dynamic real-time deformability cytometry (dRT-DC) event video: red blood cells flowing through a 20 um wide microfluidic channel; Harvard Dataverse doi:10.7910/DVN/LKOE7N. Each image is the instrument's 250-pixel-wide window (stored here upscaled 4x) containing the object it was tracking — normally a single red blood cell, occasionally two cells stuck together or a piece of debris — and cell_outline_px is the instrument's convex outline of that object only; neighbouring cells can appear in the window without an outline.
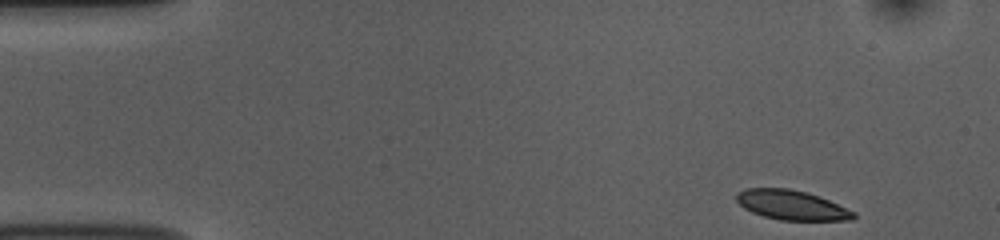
{"species": "common noctule bat (a hibernating species)", "species_latin": "Nyctalus noctula", "temperature_condition": "room temperature", "stored_images_in_passage": 49, "camera_frame_rate_fps": 3000, "um_per_image_px": 0.085, "animal": {"sex": "female", "body_mass_g": 10.0, "forearm_length_mm": 53.1}, "frame": {"image": 1, "passage_image": 1, "time_ms": 0.0, "image_size_px": [1000, 240], "cell_outline_px": [[856, 216], [852, 220], [780, 220], [764, 216], [752, 212], [744, 208], [736, 200], [736, 192], [744, 188], [788, 188], [808, 192], [820, 196], [856, 212]], "centroid_in_image_um": [67.29, 17.42], "position_along_channel_um": 17.7, "area_um2": 20.35}}
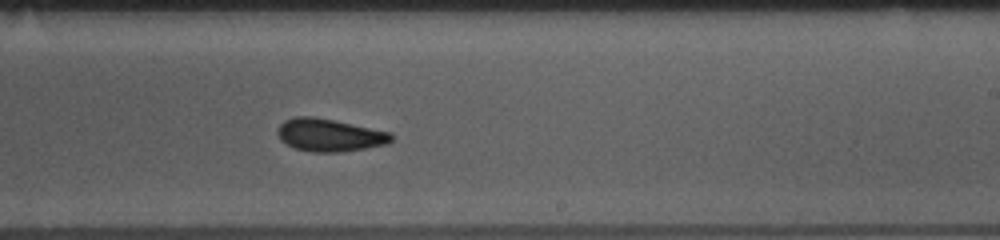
{"frame": {"image": 2, "passage_image": 28, "time_ms": 9.0, "image_size_px": [1000, 240], "cell_outline_px": [[392, 140], [388, 144], [340, 152], [312, 152], [296, 148], [280, 140], [276, 132], [280, 124], [284, 120], [296, 116], [312, 116], [392, 132]], "centroid_in_image_um": [28.0, 11.48], "position_along_channel_um": 261.0, "area_um2": 21.56}}
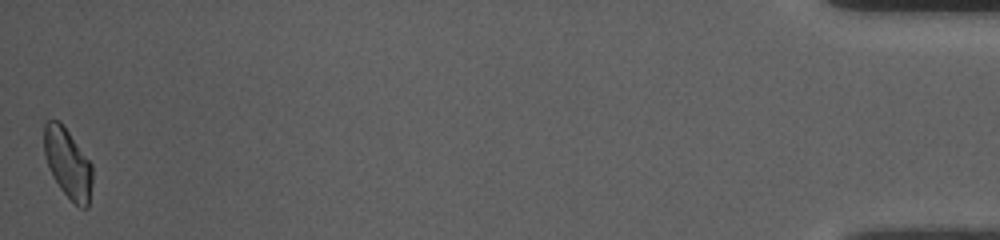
{"frame": {"image": 3, "passage_image": 49, "time_ms": 16.0, "image_size_px": [1000, 240], "cell_outline_px": [[92, 184], [88, 208], [80, 208], [60, 188], [52, 176], [48, 168], [44, 156], [44, 124], [48, 120], [60, 120], [64, 124], [92, 164]], "centroid_in_image_um": [5.76, 13.85], "position_along_channel_um": 429.4, "area_um2": 19.88}, "authors_computed_cell_mechanics": {"area_um2": 21.1548, "velocity_mm_per_s": 3.7457, "shape_relaxation_time_tau1_ms": 5.1417, "shape_relaxation_time_tau2_ms": 4.2011, "deformation_change_tau1": 0.1248, "deformation_change_tau2": 0.1046}}